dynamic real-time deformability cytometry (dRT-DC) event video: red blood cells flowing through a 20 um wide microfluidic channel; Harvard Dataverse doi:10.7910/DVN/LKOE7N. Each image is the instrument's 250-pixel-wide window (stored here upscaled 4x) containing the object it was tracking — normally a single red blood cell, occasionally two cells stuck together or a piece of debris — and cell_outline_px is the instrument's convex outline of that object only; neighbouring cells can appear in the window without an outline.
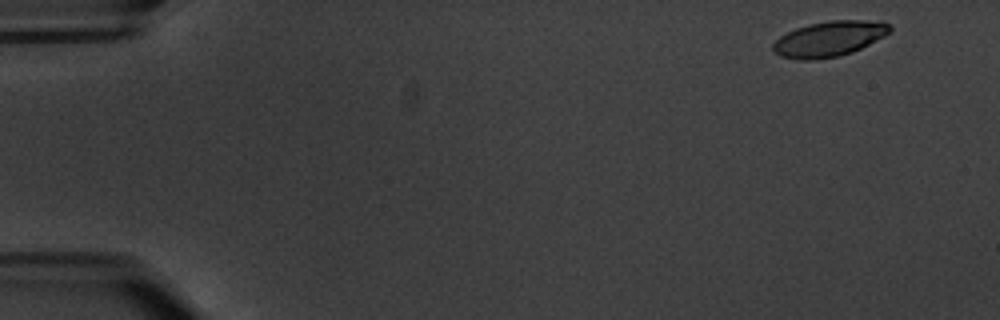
{"species": "common noctule bat (a hibernating species)", "species_latin": "Nyctalus noctula", "temperature_condition": "warm", "stored_images_in_passage": 6, "segment_of_instrument_passage": [1, 2], "camera_frame_rate_fps": 3000, "um_per_image_px": 0.085, "animal": {"sex": "male", "body_mass_g": 20.1, "forearm_length_mm": 53.5}, "frame": {"image": 1, "passage_image": 1, "time_ms": 0.0, "image_size_px": [1000, 320], "cell_outline_px": [[892, 28], [884, 36], [852, 52], [836, 56], [812, 60], [800, 60], [780, 56], [772, 48], [772, 44], [780, 36], [796, 28], [808, 24], [832, 20], [864, 20], [888, 24]], "centroid_in_image_um": [70.43, 3.3], "position_along_channel_um": 14.6, "area_um2": 23.64}}
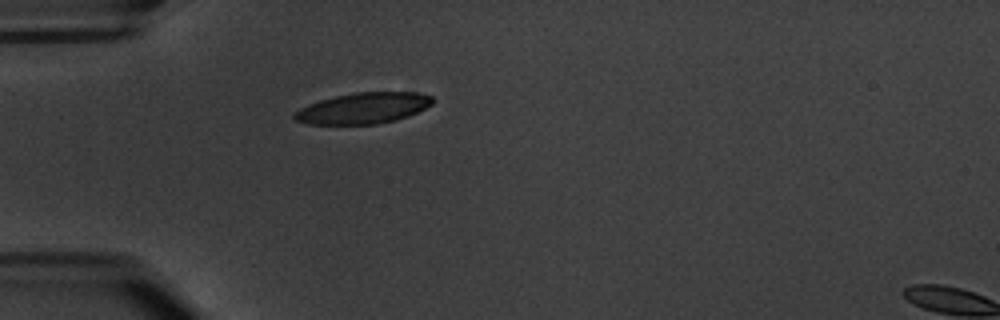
{"frame": {"image": 2, "passage_image": 5, "time_ms": 4.667, "image_size_px": [1000, 320], "cell_outline_px": [[436, 100], [432, 104], [408, 116], [396, 120], [376, 124], [308, 124], [296, 120], [292, 116], [300, 108], [308, 104], [320, 100], [336, 96], [356, 92], [416, 92], [432, 96]], "centroid_in_image_um": [30.9, 9.19], "position_along_channel_um": 54.1, "area_um2": 24.85}}